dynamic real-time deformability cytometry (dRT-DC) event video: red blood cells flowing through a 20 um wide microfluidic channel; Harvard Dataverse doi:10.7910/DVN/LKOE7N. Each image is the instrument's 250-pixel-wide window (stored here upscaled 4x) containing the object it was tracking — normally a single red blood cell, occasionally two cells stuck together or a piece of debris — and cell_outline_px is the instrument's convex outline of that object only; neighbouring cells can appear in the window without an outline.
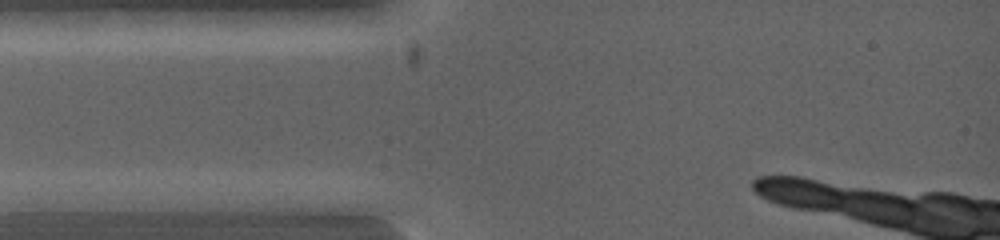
{"species": "common noctule bat (a hibernating species)", "species_latin": "Nyctalus noctula", "temperature_condition": "warm", "stored_images_in_passage": 2, "camera_frame_rate_fps": 5000, "um_per_image_px": 0.085, "animal": {"sex": "female", "body_mass_g": 19.0, "forearm_length_mm": 53.3}, "frame": {"image": 1, "passage_image": 1, "time_ms": 0.0, "image_size_px": [1000, 240], "cell_outline_px": [[124, 200], [116, 212], [20, 212], [12, 200], [28, 192], [80, 192]], "centroid_in_image_um": [5.6, 17.22], "position_along_channel_um": 79.4, "area_um2": 13.76}}